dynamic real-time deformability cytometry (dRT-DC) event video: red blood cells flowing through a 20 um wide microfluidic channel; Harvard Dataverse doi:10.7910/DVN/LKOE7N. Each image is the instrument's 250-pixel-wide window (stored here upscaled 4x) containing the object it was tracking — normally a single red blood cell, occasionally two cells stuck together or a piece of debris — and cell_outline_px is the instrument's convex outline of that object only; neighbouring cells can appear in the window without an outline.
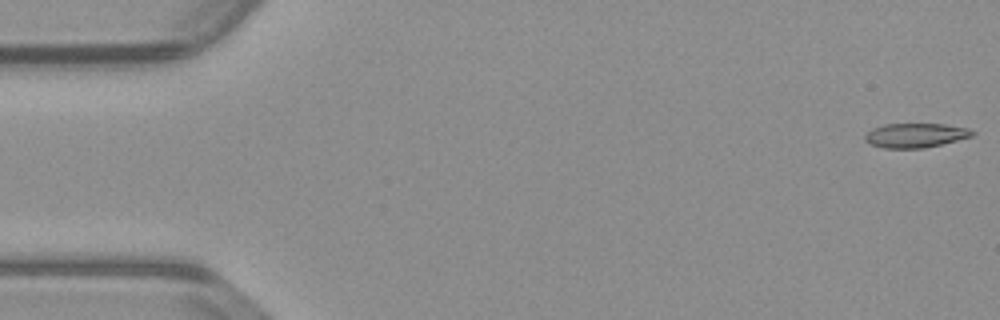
{"species": "common noctule bat (a hibernating species)", "species_latin": "Nyctalus noctula", "temperature_condition": "warm", "stored_images_in_passage": 7, "camera_frame_rate_fps": 3000, "um_per_image_px": 0.085, "animal": {"sex": "male", "body_mass_g": 23.1, "forearm_length_mm": 52.7}, "frame": {"image": 1, "passage_image": 1, "time_ms": 0.0, "image_size_px": [1000, 320], "cell_outline_px": [[976, 132], [972, 136], [924, 148], [884, 148], [872, 144], [864, 140], [864, 136], [872, 128], [884, 124], [944, 124], [968, 128]], "centroid_in_image_um": [77.8, 11.5], "position_along_channel_um": 7.2, "area_um2": 15.09}}